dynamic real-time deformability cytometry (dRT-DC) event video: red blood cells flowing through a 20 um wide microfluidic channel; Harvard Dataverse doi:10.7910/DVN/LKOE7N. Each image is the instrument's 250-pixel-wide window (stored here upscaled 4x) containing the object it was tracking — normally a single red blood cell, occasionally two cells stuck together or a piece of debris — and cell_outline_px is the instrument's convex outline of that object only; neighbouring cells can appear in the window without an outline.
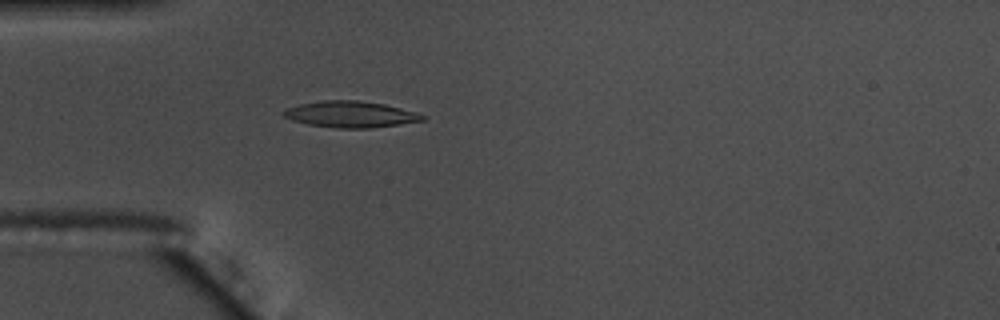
{"species": "common noctule bat (a hibernating species)", "species_latin": "Nyctalus noctula", "temperature_condition": "warm", "stored_images_in_passage": 56, "camera_frame_rate_fps": 3000, "um_per_image_px": 0.085, "animal": {"sex": "male", "body_mass_g": 17.5, "forearm_length_mm": 52.3}, "frame": {"image": 1, "passage_image": 17, "time_ms": 5.333, "image_size_px": [1000, 320], "cell_outline_px": [[428, 116], [424, 120], [368, 128], [340, 128], [308, 124], [292, 120], [284, 116], [280, 112], [288, 108], [300, 104], [324, 100], [360, 100], [384, 104], [416, 112]], "centroid_in_image_um": [29.79, 9.7], "position_along_channel_um": 55.2, "area_um2": 21.04}}
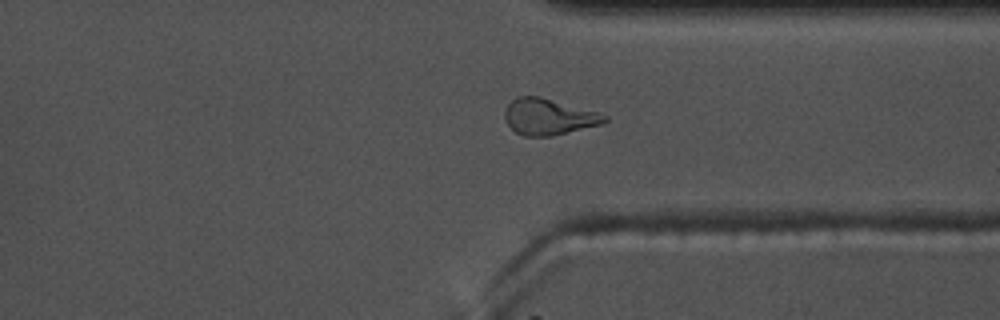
{"frame": {"image": 2, "passage_image": 43, "time_ms": 14.0, "image_size_px": [1000, 320], "cell_outline_px": [[608, 120], [600, 124], [552, 136], [524, 136], [516, 132], [508, 124], [504, 116], [504, 112], [508, 104], [516, 96], [540, 96], [596, 112], [608, 116]], "centroid_in_image_um": [46.59, 9.92], "position_along_channel_um": 364.8, "area_um2": 20.75}}
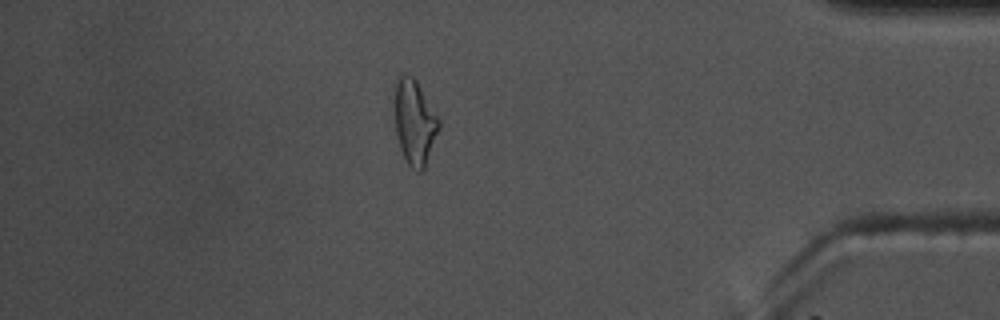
{"frame": {"image": 3, "passage_image": 49, "time_ms": 16.0, "image_size_px": [1000, 320], "cell_outline_px": [[440, 128], [424, 168], [420, 172], [416, 172], [408, 164], [400, 148], [396, 132], [396, 76], [400, 72], [404, 72], [412, 76], [416, 80], [440, 120]], "centroid_in_image_um": [35.25, 10.37], "position_along_channel_um": 399.9, "area_um2": 21.68}, "authors_computed_cell_mechanics": {"area_um2": 20.1144, "velocity_mm_per_s": 3.6451, "shape_relaxation_time_tau1_ms": 5.5514, "shape_relaxation_time_tau2_ms": 4.2345, "deformation_change_tau1": 0.197, "deformation_change_tau2": 0.1304}}